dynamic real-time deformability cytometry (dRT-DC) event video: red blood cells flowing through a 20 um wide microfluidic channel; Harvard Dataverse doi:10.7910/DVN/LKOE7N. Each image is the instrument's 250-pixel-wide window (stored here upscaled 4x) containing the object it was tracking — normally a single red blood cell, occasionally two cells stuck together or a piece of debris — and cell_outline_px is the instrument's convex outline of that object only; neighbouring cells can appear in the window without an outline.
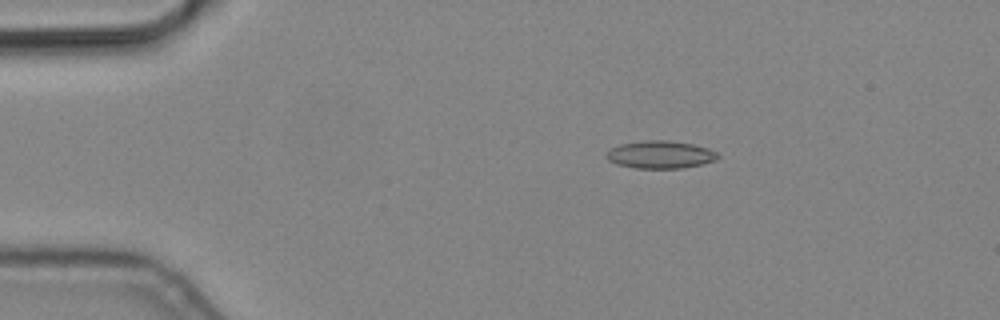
{"species": "common noctule bat (a hibernating species)", "species_latin": "Nyctalus noctula", "temperature_condition": "cold", "stored_images_in_passage": 4, "segment_of_instrument_passage": [2, 2], "camera_frame_rate_fps": 3000, "um_per_image_px": 0.085, "animal": {"sex": "male", "body_mass_g": 19.2, "forearm_length_mm": 51.8}, "frame": {"image": 1, "passage_image": 4, "time_ms": 1.0, "image_size_px": [1000, 320], "cell_outline_px": [[720, 156], [716, 160], [700, 164], [680, 168], [636, 168], [616, 164], [608, 160], [604, 156], [612, 148], [620, 144], [644, 140], [668, 140], [692, 144], [708, 148], [716, 152]], "centroid_in_image_um": [56.11, 13.14], "position_along_channel_um": 28.9, "area_um2": 17.86}}